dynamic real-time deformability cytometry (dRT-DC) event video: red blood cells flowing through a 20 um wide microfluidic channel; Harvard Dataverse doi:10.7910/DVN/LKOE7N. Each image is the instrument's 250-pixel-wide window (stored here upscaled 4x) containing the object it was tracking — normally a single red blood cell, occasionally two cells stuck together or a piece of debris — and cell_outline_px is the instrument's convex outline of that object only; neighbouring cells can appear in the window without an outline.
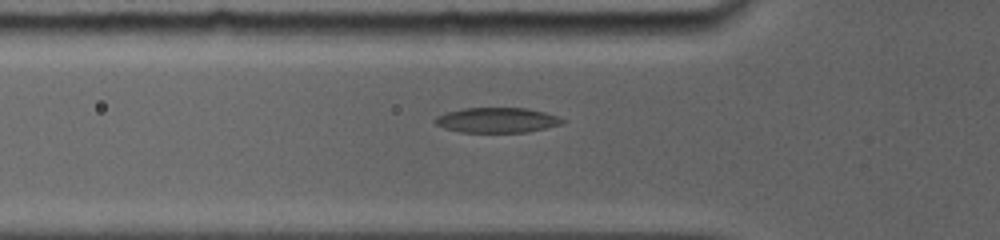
{"species": "common noctule bat (a hibernating species)", "species_latin": "Nyctalus noctula", "temperature_condition": "room temperature", "stored_images_in_passage": 45, "camera_frame_rate_fps": 5000, "um_per_image_px": 0.085, "animal": {"sex": "female", "body_mass_g": 19.0, "forearm_length_mm": 56.7}, "frame": {"image": 1, "passage_image": 6, "time_ms": 2.0, "image_size_px": [1000, 240], "cell_outline_px": [[564, 124], [528, 132], [460, 132], [444, 128], [436, 124], [432, 120], [436, 116], [444, 112], [464, 108], [528, 108], [544, 112], [556, 116], [564, 120]], "centroid_in_image_um": [42.21, 10.21], "position_along_channel_um": 83.6, "area_um2": 18.73}}
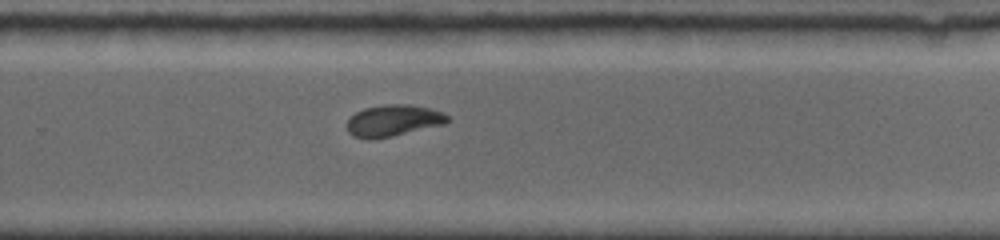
{"frame": {"image": 2, "passage_image": 26, "time_ms": 7.4, "image_size_px": [1000, 240], "cell_outline_px": [[448, 120], [444, 124], [392, 136], [372, 140], [368, 140], [352, 136], [348, 132], [348, 120], [356, 112], [364, 108], [384, 104], [412, 104], [444, 112], [448, 116]], "centroid_in_image_um": [33.41, 10.25], "position_along_channel_um": 296.4, "area_um2": 18.5}}
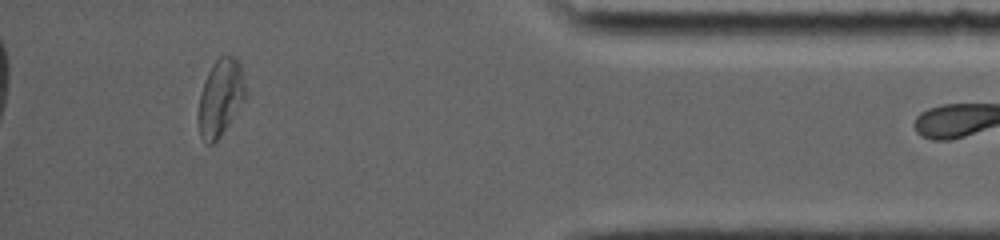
{"frame": {"image": 3, "passage_image": 44, "time_ms": 11.2, "image_size_px": [1000, 240], "cell_outline_px": [[244, 100], [220, 136], [212, 144], [208, 144], [200, 136], [200, 92], [204, 80], [212, 64], [220, 56], [232, 56], [240, 60], [244, 84]], "centroid_in_image_um": [18.74, 8.24], "position_along_channel_um": 416.5, "area_um2": 20.4}}